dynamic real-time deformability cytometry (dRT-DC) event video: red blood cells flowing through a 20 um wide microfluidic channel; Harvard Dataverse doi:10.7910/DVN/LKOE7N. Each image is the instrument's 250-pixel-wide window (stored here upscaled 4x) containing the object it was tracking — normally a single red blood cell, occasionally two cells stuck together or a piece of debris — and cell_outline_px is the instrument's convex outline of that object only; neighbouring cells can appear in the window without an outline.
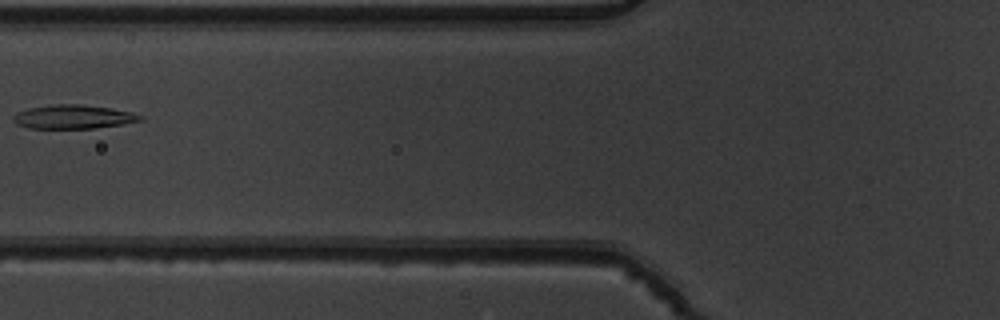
{"species": "common noctule bat (a hibernating species)", "species_latin": "Nyctalus noctula", "temperature_condition": "warm", "stored_images_in_passage": 4, "camera_frame_rate_fps": 3000, "um_per_image_px": 0.085, "animal": {"sex": "male", "body_mass_g": 19.5, "forearm_length_mm": 54.6}, "frame": {"image": 1, "passage_image": 4, "time_ms": 1.0, "image_size_px": [1000, 320], "cell_outline_px": [[144, 120], [124, 124], [96, 128], [28, 128], [16, 124], [12, 120], [12, 116], [16, 112], [28, 108], [52, 104], [80, 104], [112, 108], [132, 112], [144, 116]], "centroid_in_image_um": [6.24, 9.92], "position_along_channel_um": 119.6, "area_um2": 17.92}}